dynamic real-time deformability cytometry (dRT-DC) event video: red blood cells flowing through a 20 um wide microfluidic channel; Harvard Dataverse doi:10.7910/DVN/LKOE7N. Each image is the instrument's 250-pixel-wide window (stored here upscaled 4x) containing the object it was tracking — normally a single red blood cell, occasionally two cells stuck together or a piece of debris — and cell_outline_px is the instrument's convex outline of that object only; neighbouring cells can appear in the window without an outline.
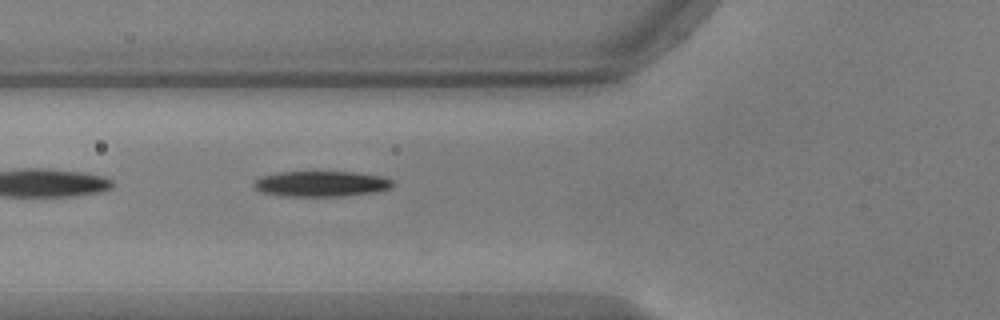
{"species": "common noctule bat (a hibernating species)", "species_latin": "Nyctalus noctula", "temperature_condition": "warm", "stored_images_in_passage": 10, "camera_frame_rate_fps": 3000, "um_per_image_px": 0.085, "animal": {"sex": "male", "body_mass_g": 17.9, "forearm_length_mm": 54.2}, "frame": {"image": 1, "passage_image": 7, "time_ms": 2.0, "image_size_px": [1000, 320], "cell_outline_px": [[392, 188], [376, 192], [344, 196], [284, 196], [260, 192], [252, 188], [252, 184], [260, 176], [280, 172], [356, 172], [380, 176], [392, 180]], "centroid_in_image_um": [27.26, 15.63], "position_along_channel_um": 98.5, "area_um2": 20.81}}